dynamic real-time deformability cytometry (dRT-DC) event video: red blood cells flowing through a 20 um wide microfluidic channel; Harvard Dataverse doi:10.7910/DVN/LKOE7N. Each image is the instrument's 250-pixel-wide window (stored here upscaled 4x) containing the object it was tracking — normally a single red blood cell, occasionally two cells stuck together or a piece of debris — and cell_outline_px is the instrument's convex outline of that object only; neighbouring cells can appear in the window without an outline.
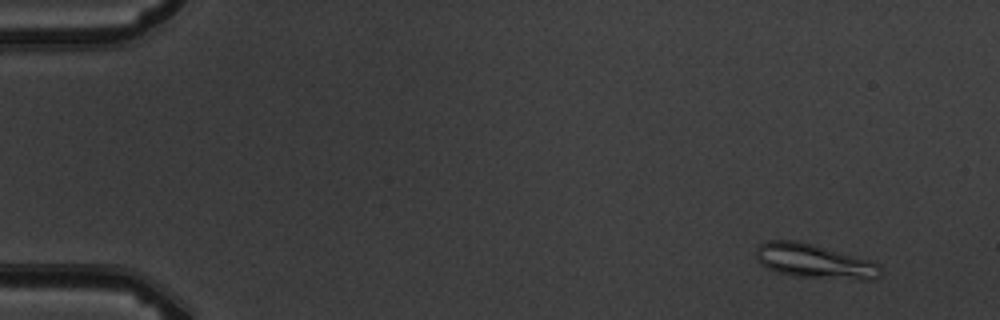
{"species": "common noctule bat (a hibernating species)", "species_latin": "Nyctalus noctula", "temperature_condition": "warm", "stored_images_in_passage": 5, "camera_frame_rate_fps": 3000, "um_per_image_px": 0.085, "animal": {"sex": "male", "body_mass_g": 19.5, "forearm_length_mm": 54.6}, "frame": {"image": 1, "passage_image": 2, "time_ms": 1.333, "image_size_px": [1000, 320], "cell_outline_px": [[884, 272], [876, 280], [856, 280], [796, 276], [776, 272], [760, 264], [756, 260], [756, 248], [760, 244], [768, 240], [796, 240], [812, 244], [868, 260], [880, 264]], "centroid_in_image_um": [69.24, 22.22], "position_along_channel_um": 15.8, "area_um2": 25.03}}